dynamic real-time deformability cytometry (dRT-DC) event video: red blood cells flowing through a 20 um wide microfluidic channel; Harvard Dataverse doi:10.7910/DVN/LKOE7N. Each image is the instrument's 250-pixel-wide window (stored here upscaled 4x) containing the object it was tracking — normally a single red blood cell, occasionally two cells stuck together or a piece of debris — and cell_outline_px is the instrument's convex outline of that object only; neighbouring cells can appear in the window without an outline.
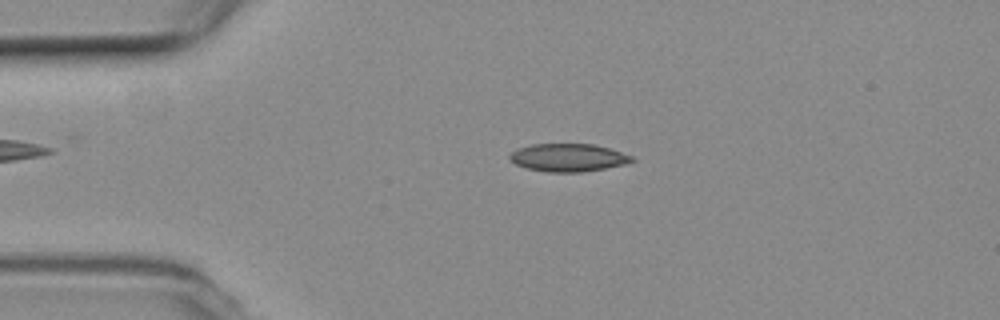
{"species": "common noctule bat (a hibernating species)", "species_latin": "Nyctalus noctula", "temperature_condition": "room temperature", "stored_images_in_passage": 47, "camera_frame_rate_fps": 3000, "um_per_image_px": 0.085, "animal": {"sex": "female", "body_mass_g": 19.3, "forearm_length_mm": 54.1}, "frame": {"image": 1, "passage_image": 5, "time_ms": 1.333, "image_size_px": [1000, 320], "cell_outline_px": [[636, 160], [624, 164], [604, 168], [580, 172], [548, 172], [528, 168], [516, 164], [508, 160], [508, 156], [516, 148], [532, 144], [592, 144], [608, 148], [632, 156]], "centroid_in_image_um": [48.25, 13.39], "position_along_channel_um": 36.8, "area_um2": 19.71}}
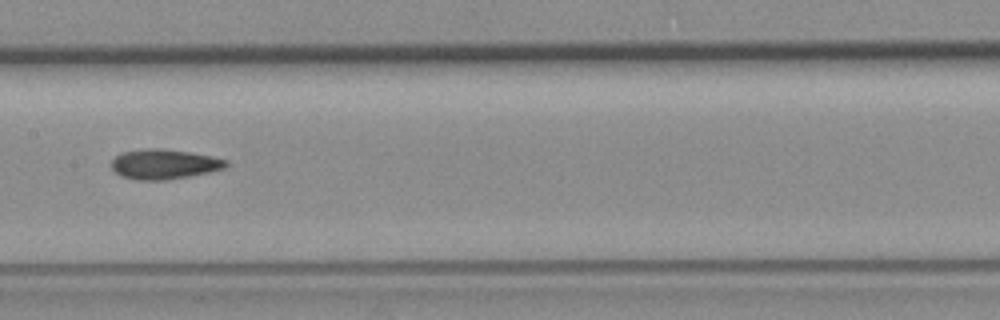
{"frame": {"image": 2, "passage_image": 20, "time_ms": 6.333, "image_size_px": [1000, 320], "cell_outline_px": [[228, 164], [224, 168], [208, 172], [188, 176], [164, 180], [136, 180], [120, 176], [112, 168], [112, 160], [120, 152], [148, 148], [160, 148], [188, 152], [212, 156], [228, 160]], "centroid_in_image_um": [13.93, 13.95], "position_along_channel_um": 193.5, "area_um2": 19.88}}
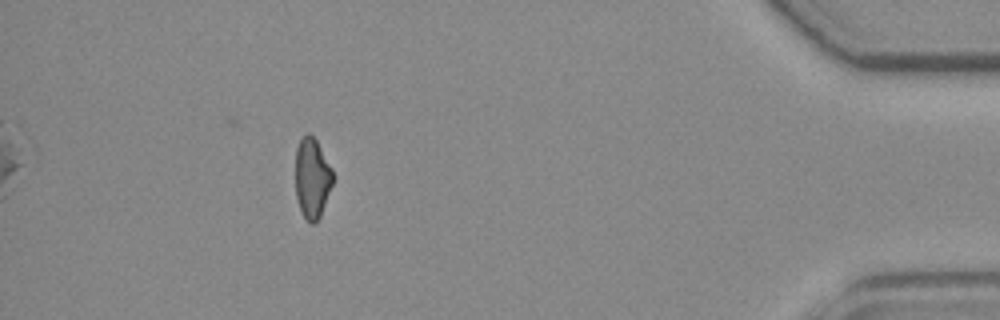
{"frame": {"image": 3, "passage_image": 42, "time_ms": 13.667, "image_size_px": [1000, 320], "cell_outline_px": [[332, 184], [320, 216], [312, 224], [304, 216], [300, 208], [296, 196], [296, 148], [300, 140], [308, 132], [316, 140], [332, 168]], "centroid_in_image_um": [26.52, 15.11], "position_along_channel_um": 408.7, "area_um2": 17.05}, "authors_computed_cell_mechanics": {"area_um2": 19.363, "velocity_mm_per_s": 3.7593, "shape_relaxation_time_tau1_ms": null, "shape_relaxation_time_tau2_ms": 4.66, "deformation_change_tau1": null, "deformation_change_tau2": 0.1146}}